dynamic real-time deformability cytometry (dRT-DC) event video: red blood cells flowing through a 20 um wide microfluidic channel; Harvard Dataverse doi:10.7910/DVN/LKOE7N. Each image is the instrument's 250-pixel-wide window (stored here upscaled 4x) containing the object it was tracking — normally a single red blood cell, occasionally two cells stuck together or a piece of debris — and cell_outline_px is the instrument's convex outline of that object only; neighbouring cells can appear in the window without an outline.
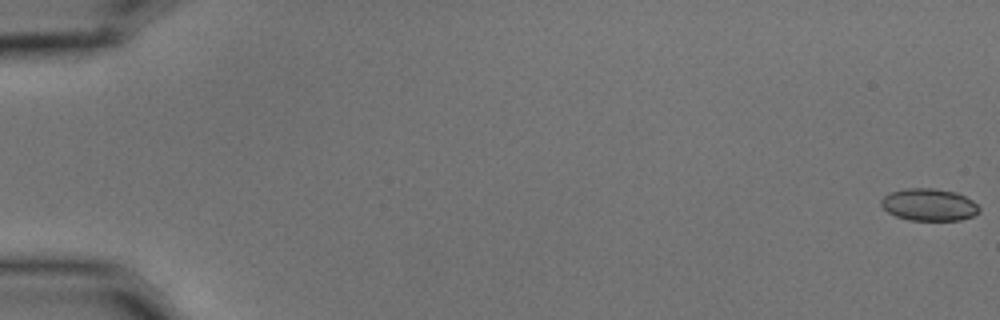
{"species": "common noctule bat (a hibernating species)", "species_latin": "Nyctalus noctula", "temperature_condition": "cold", "stored_images_in_passage": 6, "camera_frame_rate_fps": 3000, "um_per_image_px": 0.085, "animal": {"sex": "male", "body_mass_g": 15.6}, "frame": {"image": 1, "passage_image": 1, "time_ms": 0.0, "image_size_px": [1000, 320], "cell_outline_px": [[980, 212], [972, 216], [960, 220], [908, 220], [896, 216], [888, 212], [880, 204], [880, 200], [888, 192], [904, 188], [936, 188], [956, 192], [972, 200], [980, 208]], "centroid_in_image_um": [78.94, 17.39], "position_along_channel_um": 6.1, "area_um2": 18.55}}
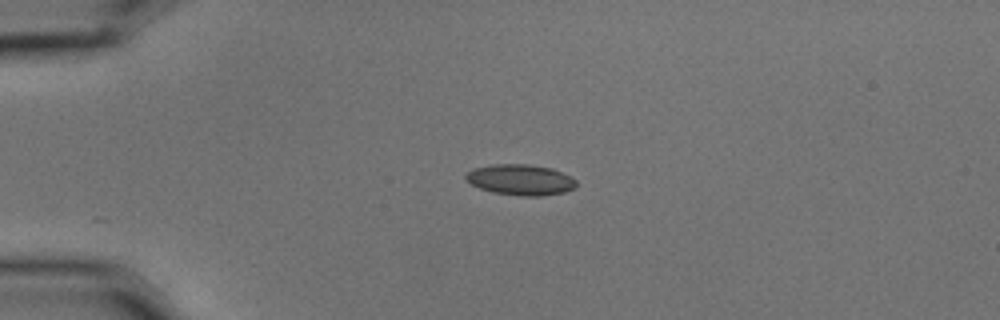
{"frame": {"image": 2, "passage_image": 5, "time_ms": 1.333, "image_size_px": [1000, 320], "cell_outline_px": [[576, 188], [564, 192], [540, 196], [520, 196], [492, 192], [480, 188], [464, 180], [464, 176], [472, 168], [492, 164], [528, 164], [552, 168], [576, 180]], "centroid_in_image_um": [44.21, 15.28], "position_along_channel_um": 40.8, "area_um2": 19.88}}